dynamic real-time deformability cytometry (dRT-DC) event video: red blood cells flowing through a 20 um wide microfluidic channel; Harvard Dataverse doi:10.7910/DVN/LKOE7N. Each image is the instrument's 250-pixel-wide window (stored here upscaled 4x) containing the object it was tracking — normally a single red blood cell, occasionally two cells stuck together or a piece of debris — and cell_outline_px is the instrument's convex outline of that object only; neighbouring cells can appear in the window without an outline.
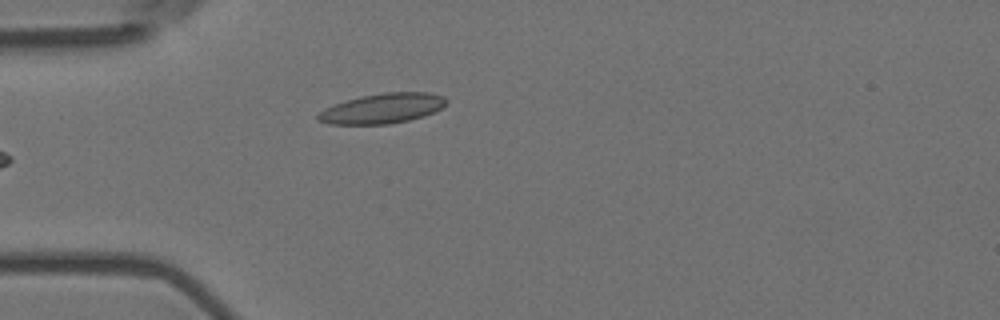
{"species": "Egyptian fruit bat (a non-hibernating species)", "species_latin": "Rousettus aegyptiacus", "temperature_condition": "room temperature", "stored_images_in_passage": 6, "camera_frame_rate_fps": 3000, "um_per_image_px": 0.085, "animal": {"sex": "female"}, "frame": {"image": 1, "passage_image": 6, "time_ms": 1.667, "image_size_px": [1000, 320], "cell_outline_px": [[448, 100], [440, 108], [424, 116], [408, 120], [388, 124], [328, 124], [316, 120], [316, 116], [324, 108], [360, 96], [384, 92], [428, 92], [444, 96]], "centroid_in_image_um": [32.49, 9.21], "position_along_channel_um": 52.5, "area_um2": 22.31}}